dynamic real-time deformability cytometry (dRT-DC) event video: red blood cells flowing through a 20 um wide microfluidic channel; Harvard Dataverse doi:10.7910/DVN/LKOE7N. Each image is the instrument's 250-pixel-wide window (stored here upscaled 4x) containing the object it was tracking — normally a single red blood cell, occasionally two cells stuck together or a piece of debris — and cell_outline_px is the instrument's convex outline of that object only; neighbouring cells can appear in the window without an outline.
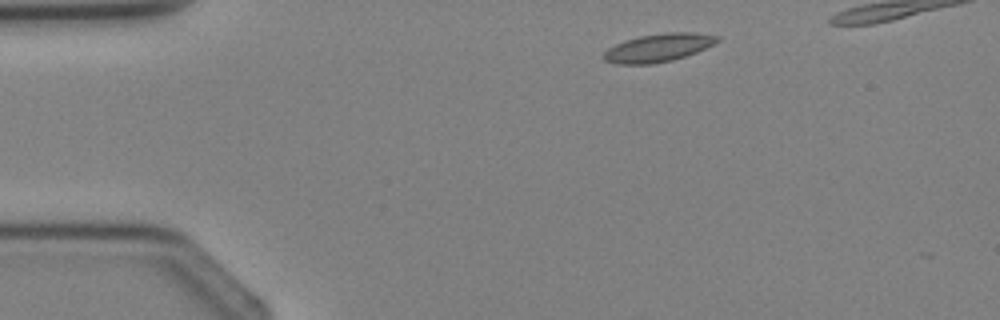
{"species": "Egyptian fruit bat (a non-hibernating species)", "species_latin": "Rousettus aegyptiacus", "temperature_condition": "cold", "stored_images_in_passage": 3, "camera_frame_rate_fps": 3000, "um_per_image_px": 0.085, "animal": {"sex": "female"}, "frame": {"image": 1, "passage_image": 1, "time_ms": 0.0, "image_size_px": [1000, 320], "cell_outline_px": [[720, 40], [716, 44], [696, 52], [672, 60], [652, 64], [616, 64], [604, 60], [600, 56], [608, 48], [624, 40], [640, 36], [664, 32], [696, 32], [720, 36]], "centroid_in_image_um": [55.96, 4.05], "position_along_channel_um": 29.0, "area_um2": 18.84}}